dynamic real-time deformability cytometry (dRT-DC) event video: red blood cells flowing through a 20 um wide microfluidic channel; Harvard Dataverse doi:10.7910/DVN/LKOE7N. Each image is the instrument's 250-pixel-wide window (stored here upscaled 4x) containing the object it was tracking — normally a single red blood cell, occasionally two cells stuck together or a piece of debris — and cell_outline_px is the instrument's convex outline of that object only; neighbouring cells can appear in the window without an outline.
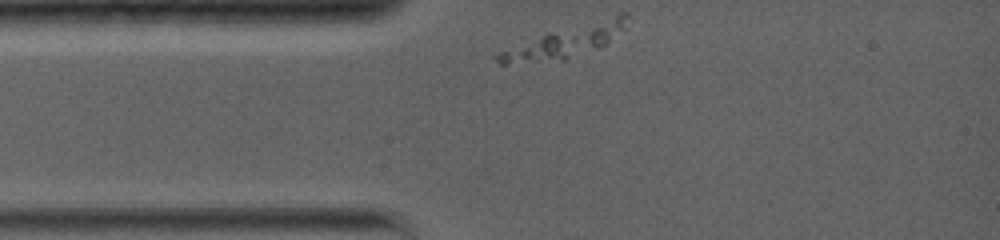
{"species": "common noctule bat (a hibernating species)", "species_latin": "Nyctalus noctula", "temperature_condition": "warm", "stored_images_in_passage": 5, "camera_frame_rate_fps": 5000, "um_per_image_px": 0.085, "animal": {"sex": "female", "body_mass_g": 19.0, "forearm_length_mm": 56.7}, "frame": {"image": 1, "passage_image": 1, "time_ms": 0.0, "image_size_px": [1000, 240], "cell_outline_px": [[564, 60], [508, 64], [500, 64], [492, 56], [500, 52], [548, 32], [564, 40]], "centroid_in_image_um": [45.39, 4.32], "position_along_channel_um": 39.6, "area_um2": 10.4}}